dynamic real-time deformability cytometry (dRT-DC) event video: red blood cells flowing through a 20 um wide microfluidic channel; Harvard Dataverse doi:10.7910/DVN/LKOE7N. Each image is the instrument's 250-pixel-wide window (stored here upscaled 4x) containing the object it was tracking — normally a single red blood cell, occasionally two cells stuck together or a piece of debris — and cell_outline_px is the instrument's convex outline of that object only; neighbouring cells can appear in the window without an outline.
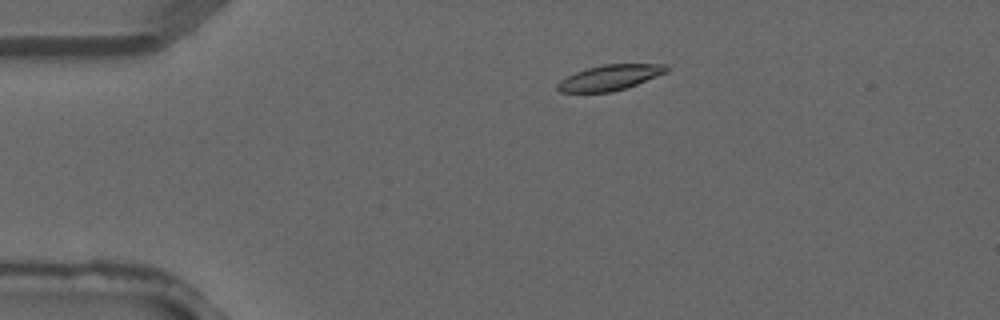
{"species": "common noctule bat (a hibernating species)", "species_latin": "Nyctalus noctula", "temperature_condition": "warm", "stored_images_in_passage": 3, "camera_frame_rate_fps": 3000, "um_per_image_px": 0.085, "animal": {"sex": "male", "forearm_length_mm": 52.5}, "frame": {"image": 1, "passage_image": 2, "time_ms": 0.333, "image_size_px": [1000, 320], "cell_outline_px": [[672, 68], [668, 72], [636, 84], [612, 92], [560, 92], [556, 88], [556, 84], [560, 80], [576, 72], [588, 68], [604, 64], [668, 64]], "centroid_in_image_um": [51.87, 6.58], "position_along_channel_um": 33.1, "area_um2": 16.13}}